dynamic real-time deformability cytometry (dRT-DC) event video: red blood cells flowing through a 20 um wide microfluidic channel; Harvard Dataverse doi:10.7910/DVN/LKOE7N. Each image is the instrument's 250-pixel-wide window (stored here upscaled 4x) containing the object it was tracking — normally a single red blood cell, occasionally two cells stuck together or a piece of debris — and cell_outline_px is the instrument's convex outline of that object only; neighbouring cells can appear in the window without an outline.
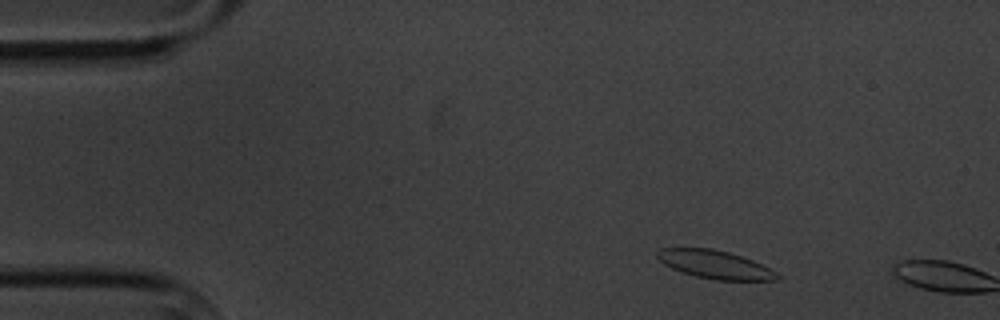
{"species": "common noctule bat (a hibernating species)", "species_latin": "Nyctalus noctula", "temperature_condition": "cold", "stored_images_in_passage": 3, "camera_frame_rate_fps": 3000, "um_per_image_px": 0.085, "animal": {"sex": "male", "body_mass_g": 20.1, "forearm_length_mm": 53.5}, "frame": {"image": 1, "passage_image": 2, "time_ms": 1.333, "image_size_px": [1000, 320], "cell_outline_px": [[780, 276], [776, 280], [716, 280], [696, 276], [680, 272], [664, 264], [656, 256], [656, 252], [660, 248], [712, 248], [728, 252], [752, 260], [776, 272]], "centroid_in_image_um": [60.73, 22.48], "position_along_channel_um": 24.3, "area_um2": 19.54}}